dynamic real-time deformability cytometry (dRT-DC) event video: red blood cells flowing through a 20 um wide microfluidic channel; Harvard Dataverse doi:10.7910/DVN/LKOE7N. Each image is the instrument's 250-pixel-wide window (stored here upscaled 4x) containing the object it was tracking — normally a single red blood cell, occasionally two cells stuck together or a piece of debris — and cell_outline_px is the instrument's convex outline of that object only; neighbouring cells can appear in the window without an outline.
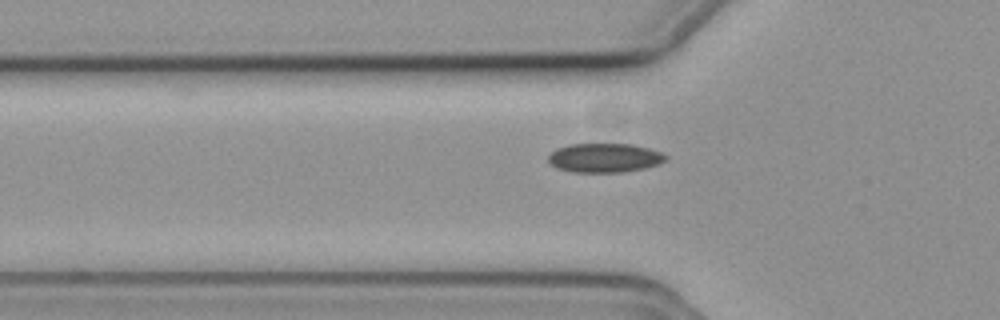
{"species": "common noctule bat (a hibernating species)", "species_latin": "Nyctalus noctula", "temperature_condition": "cold", "stored_images_in_passage": 40, "camera_frame_rate_fps": 3000, "um_per_image_px": 0.085, "animal": {"sex": "female", "body_mass_g": 19.3, "forearm_length_mm": 54.1}, "frame": {"image": 1, "passage_image": 9, "time_ms": 2.667, "image_size_px": [1000, 320], "cell_outline_px": [[668, 156], [660, 164], [644, 168], [620, 172], [572, 172], [556, 168], [548, 160], [548, 156], [556, 148], [568, 144], [632, 144], [648, 148], [660, 152]], "centroid_in_image_um": [51.37, 13.41], "position_along_channel_um": 74.4, "area_um2": 19.88}}
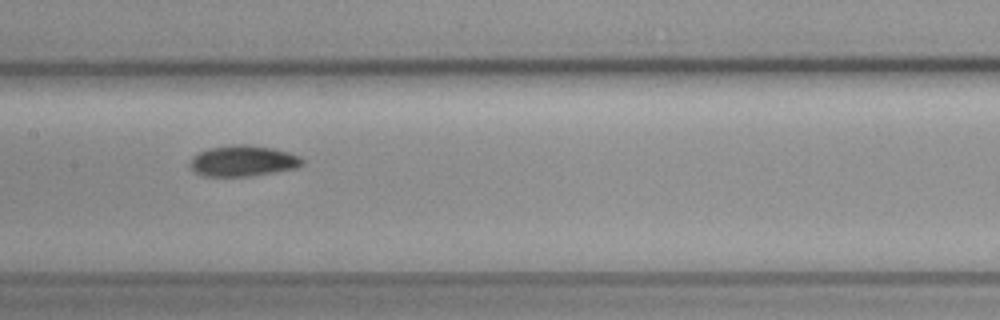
{"frame": {"image": 2, "passage_image": 18, "time_ms": 5.667, "image_size_px": [1000, 320], "cell_outline_px": [[304, 164], [296, 168], [248, 176], [204, 176], [196, 172], [188, 164], [192, 156], [208, 148], [232, 144], [248, 144], [272, 148], [288, 152], [300, 156], [304, 160]], "centroid_in_image_um": [20.65, 13.66], "position_along_channel_um": 186.8, "area_um2": 20.23}}
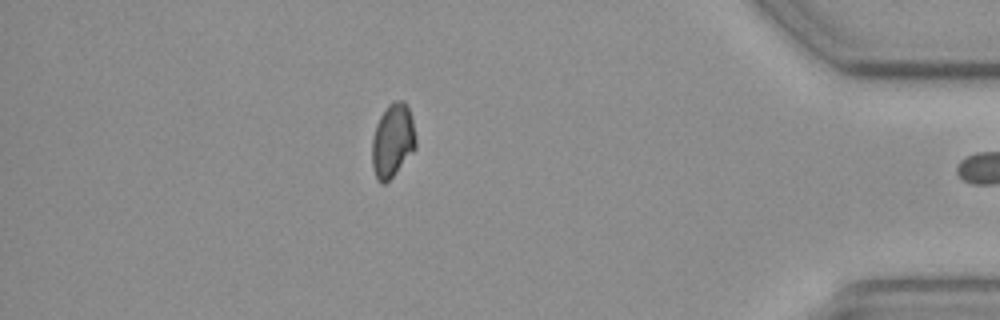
{"frame": {"image": 3, "passage_image": 39, "time_ms": 12.667, "image_size_px": [1000, 320], "cell_outline_px": [[416, 148], [396, 172], [384, 184], [380, 184], [376, 180], [372, 164], [372, 136], [376, 124], [380, 116], [388, 104], [392, 100], [404, 100], [408, 108], [412, 120], [416, 140]], "centroid_in_image_um": [33.35, 11.94], "position_along_channel_um": 401.8, "area_um2": 18.84}, "authors_computed_cell_mechanics": {"area_um2": 19.652, "velocity_mm_per_s": 3.7196, "shape_relaxation_time_tau1_ms": 5.8307, "shape_relaxation_time_tau2_ms": null, "deformation_change_tau1": 0.0774, "deformation_change_tau2": null}}